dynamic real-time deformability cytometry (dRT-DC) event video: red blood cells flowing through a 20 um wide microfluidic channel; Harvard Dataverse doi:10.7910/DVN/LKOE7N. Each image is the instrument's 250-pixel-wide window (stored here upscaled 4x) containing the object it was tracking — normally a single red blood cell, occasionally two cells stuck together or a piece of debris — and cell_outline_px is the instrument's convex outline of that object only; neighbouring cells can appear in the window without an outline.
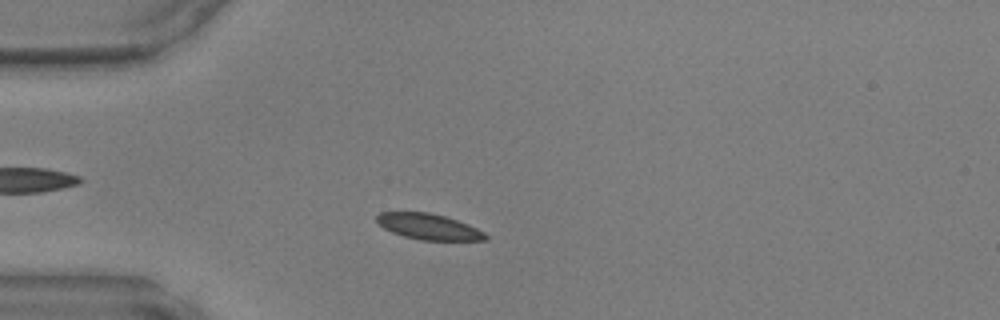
{"species": "common noctule bat (a hibernating species)", "species_latin": "Nyctalus noctula", "temperature_condition": "warm", "stored_images_in_passage": 42, "camera_frame_rate_fps": 3000, "um_per_image_px": 0.085, "animal": {"sex": "male", "body_mass_g": 17.9, "forearm_length_mm": 54.2}, "frame": {"image": 1, "passage_image": 7, "time_ms": 2.0, "image_size_px": [1000, 320], "cell_outline_px": [[488, 240], [420, 240], [404, 236], [392, 232], [384, 228], [376, 220], [376, 216], [380, 212], [428, 212], [444, 216], [468, 224], [484, 232], [488, 236]], "centroid_in_image_um": [36.44, 19.27], "position_along_channel_um": 48.6, "area_um2": 16.24}}
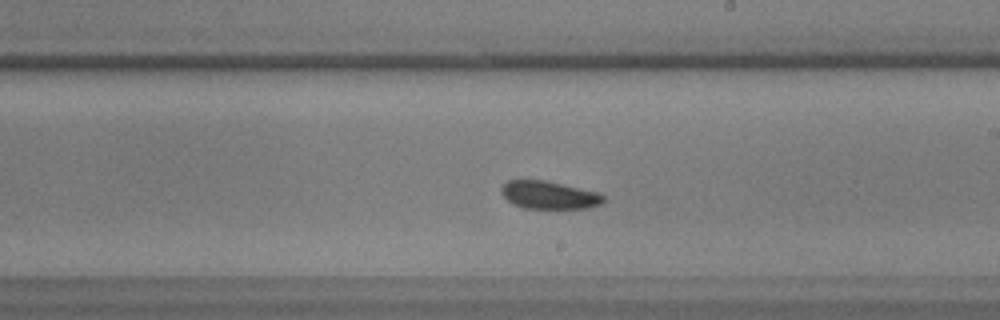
{"frame": {"image": 2, "passage_image": 22, "time_ms": 7.0, "image_size_px": [1000, 320], "cell_outline_px": [[604, 200], [600, 204], [588, 208], [524, 208], [512, 204], [500, 192], [500, 188], [508, 180], [544, 180], [600, 192], [604, 196]], "centroid_in_image_um": [46.67, 16.57], "position_along_channel_um": 242.3, "area_um2": 16.59}}
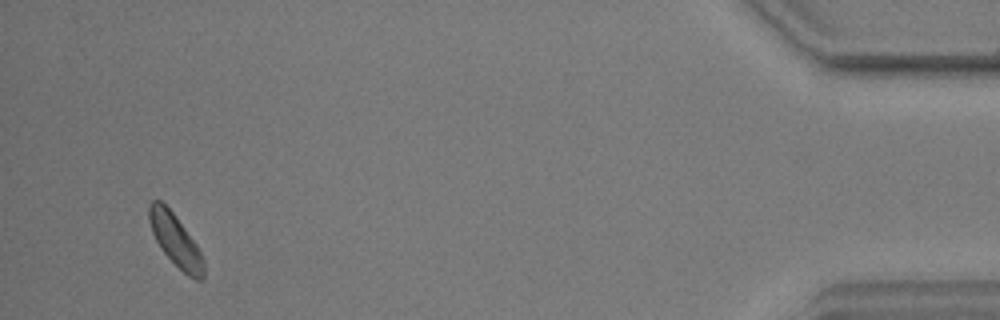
{"frame": {"image": 3, "passage_image": 40, "time_ms": 13.0, "image_size_px": [1000, 320], "cell_outline_px": [[204, 276], [200, 280], [196, 280], [188, 276], [160, 248], [152, 232], [148, 220], [148, 204], [152, 200], [160, 200], [172, 212], [196, 244], [204, 260]], "centroid_in_image_um": [14.9, 20.41], "position_along_channel_um": 420.3, "area_um2": 16.24}}